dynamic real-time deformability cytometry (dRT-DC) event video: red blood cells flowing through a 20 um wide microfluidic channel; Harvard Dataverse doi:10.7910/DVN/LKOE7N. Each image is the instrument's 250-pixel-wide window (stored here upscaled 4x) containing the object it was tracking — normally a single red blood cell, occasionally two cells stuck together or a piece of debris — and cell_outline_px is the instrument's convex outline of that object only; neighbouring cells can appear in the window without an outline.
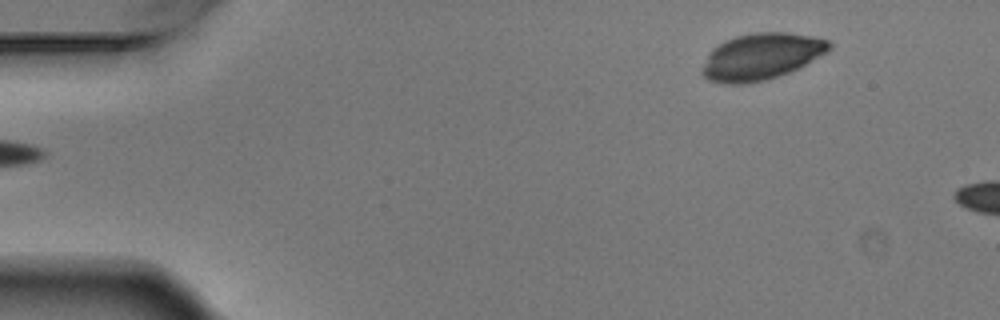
{"species": "Egyptian fruit bat (a non-hibernating species)", "species_latin": "Rousettus aegyptiacus", "temperature_condition": "warm", "stored_images_in_passage": 3, "camera_frame_rate_fps": 3000, "um_per_image_px": 0.085, "animal": {"sex": "male"}, "frame": {"image": 1, "passage_image": 1, "time_ms": 0.0, "image_size_px": [1000, 320], "cell_outline_px": [[832, 44], [824, 52], [804, 64], [788, 72], [764, 80], [744, 84], [728, 84], [708, 80], [700, 72], [708, 52], [712, 48], [724, 40], [736, 36], [752, 32], [788, 32], [812, 36], [828, 40]], "centroid_in_image_um": [64.62, 4.79], "position_along_channel_um": 20.4, "area_um2": 34.1}}